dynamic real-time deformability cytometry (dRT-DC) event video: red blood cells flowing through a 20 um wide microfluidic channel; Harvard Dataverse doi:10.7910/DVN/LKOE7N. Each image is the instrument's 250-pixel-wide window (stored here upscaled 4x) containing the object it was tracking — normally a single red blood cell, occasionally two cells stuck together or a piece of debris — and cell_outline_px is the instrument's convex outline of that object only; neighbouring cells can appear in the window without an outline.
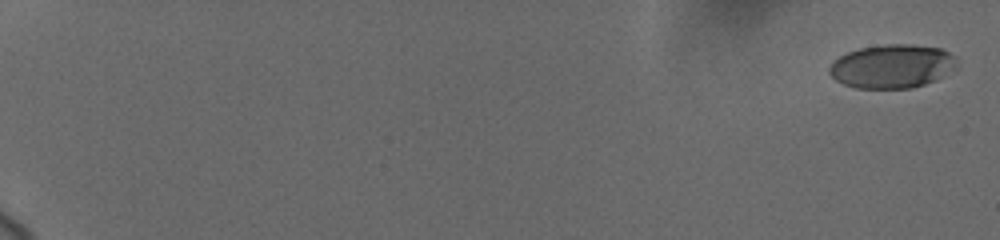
{"species": "human", "species_latin": "Homo sapiens", "temperature_condition": "cold", "stored_images_in_passage": 15, "camera_frame_rate_fps": 3000, "um_per_image_px": 0.085, "donor": {"sex": "female"}, "frame": {"image": 1, "passage_image": 1, "time_ms": 0.0, "image_size_px": [1000, 240], "cell_outline_px": [[956, 64], [936, 80], [912, 88], [856, 88], [844, 84], [836, 80], [828, 72], [828, 68], [840, 56], [848, 52], [860, 48], [884, 44], [912, 44], [940, 48], [956, 56]], "centroid_in_image_um": [75.8, 5.63], "position_along_channel_um": 9.2, "area_um2": 32.14}}